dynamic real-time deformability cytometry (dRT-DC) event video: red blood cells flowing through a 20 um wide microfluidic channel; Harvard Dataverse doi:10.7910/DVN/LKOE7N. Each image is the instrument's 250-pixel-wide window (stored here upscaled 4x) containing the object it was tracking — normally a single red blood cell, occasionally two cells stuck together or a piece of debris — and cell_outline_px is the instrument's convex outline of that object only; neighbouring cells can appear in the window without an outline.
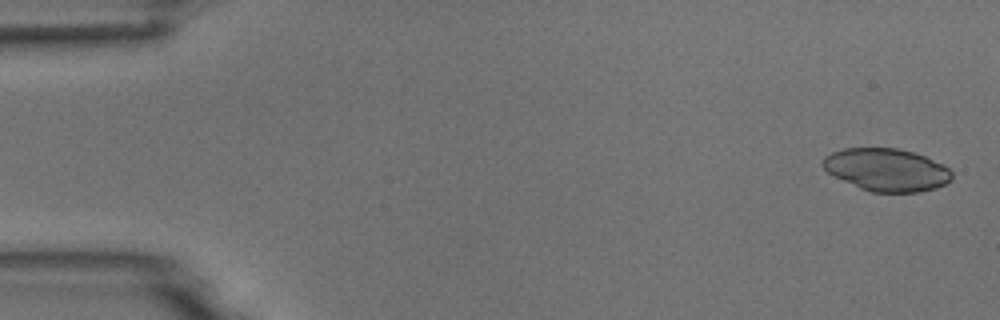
{"species": "common noctule bat (a hibernating species)", "species_latin": "Nyctalus noctula", "temperature_condition": "room temperature", "stored_images_in_passage": 4, "camera_frame_rate_fps": 3000, "um_per_image_px": 0.085, "animal": {"sex": "male", "body_mass_g": 18.8}, "frame": {"image": 1, "passage_image": 1, "time_ms": 0.0, "image_size_px": [1000, 320], "cell_outline_px": [[952, 180], [936, 188], [920, 192], [872, 192], [860, 188], [828, 172], [820, 164], [824, 156], [832, 152], [844, 148], [896, 148], [912, 152], [924, 156], [948, 168], [952, 172]], "centroid_in_image_um": [75.35, 14.43], "position_along_channel_um": 9.7, "area_um2": 31.79}}